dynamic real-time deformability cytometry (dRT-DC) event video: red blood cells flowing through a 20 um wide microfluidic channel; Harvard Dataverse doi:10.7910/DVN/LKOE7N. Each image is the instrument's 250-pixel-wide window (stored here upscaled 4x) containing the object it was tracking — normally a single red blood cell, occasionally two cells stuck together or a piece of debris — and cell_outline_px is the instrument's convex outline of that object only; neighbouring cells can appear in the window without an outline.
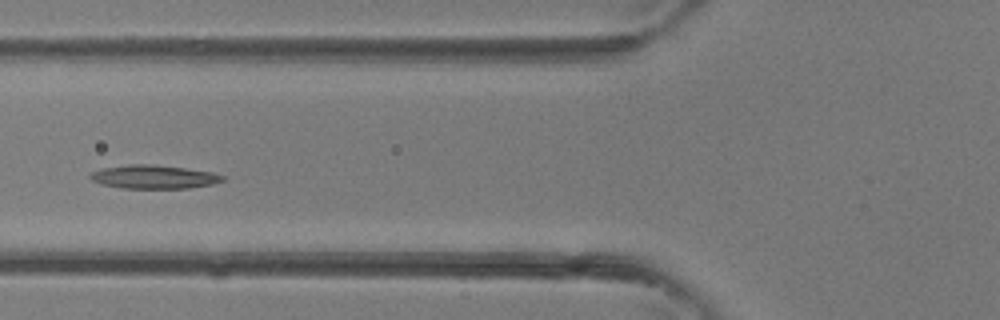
{"species": "common noctule bat (a hibernating species)", "species_latin": "Nyctalus noctula", "temperature_condition": "room temperature", "stored_images_in_passage": 4, "camera_frame_rate_fps": 3000, "um_per_image_px": 0.085, "animal": {"sex": "female"}, "frame": {"image": 1, "passage_image": 4, "time_ms": 1.0, "image_size_px": [1000, 320], "cell_outline_px": [[224, 180], [212, 184], [188, 188], [120, 188], [100, 184], [92, 180], [88, 176], [92, 172], [104, 168], [128, 164], [148, 164], [184, 168], [212, 172], [224, 176]], "centroid_in_image_um": [13.05, 15.04], "position_along_channel_um": 112.8, "area_um2": 18.03}}